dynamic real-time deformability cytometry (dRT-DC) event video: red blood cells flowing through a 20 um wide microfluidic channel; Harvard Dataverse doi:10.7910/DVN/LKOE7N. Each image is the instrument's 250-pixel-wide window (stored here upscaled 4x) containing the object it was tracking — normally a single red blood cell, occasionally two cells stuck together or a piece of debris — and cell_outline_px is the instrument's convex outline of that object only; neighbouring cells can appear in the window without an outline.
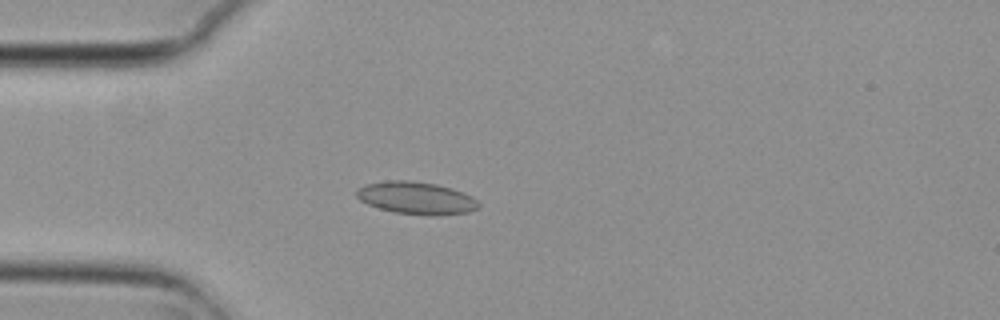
{"species": "common noctule bat (a hibernating species)", "species_latin": "Nyctalus noctula", "temperature_condition": "cold", "stored_images_in_passage": 6, "camera_frame_rate_fps": 3000, "um_per_image_px": 0.085, "animal": {"sex": "female", "body_mass_g": 29.2, "forearm_length_mm": 56.3}, "frame": {"image": 1, "passage_image": 5, "time_ms": 1.333, "image_size_px": [1000, 320], "cell_outline_px": [[480, 204], [476, 208], [468, 212], [436, 216], [432, 216], [392, 212], [368, 204], [360, 200], [356, 196], [356, 188], [364, 184], [384, 180], [408, 180], [436, 184], [452, 188], [464, 192], [472, 196]], "centroid_in_image_um": [35.36, 16.82], "position_along_channel_um": 49.6, "area_um2": 23.29}}